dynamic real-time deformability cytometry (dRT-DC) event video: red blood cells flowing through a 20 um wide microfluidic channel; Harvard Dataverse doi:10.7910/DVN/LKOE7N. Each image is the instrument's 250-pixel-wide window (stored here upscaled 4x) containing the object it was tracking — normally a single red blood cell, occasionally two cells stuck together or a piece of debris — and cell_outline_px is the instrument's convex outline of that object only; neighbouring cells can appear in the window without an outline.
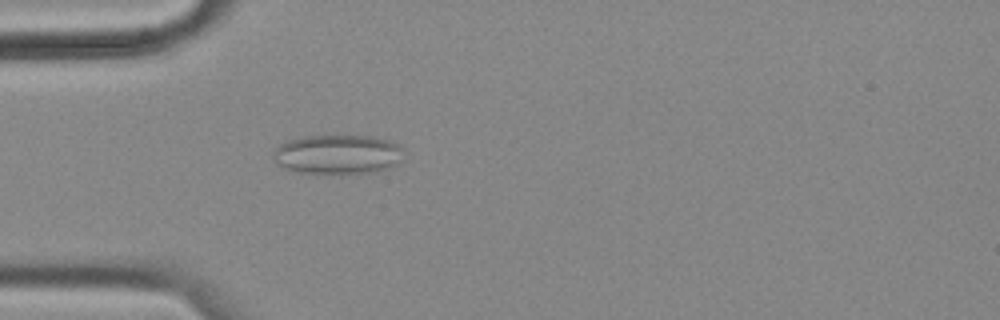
{"species": "common noctule bat (a hibernating species)", "species_latin": "Nyctalus noctula", "temperature_condition": "cold", "stored_images_in_passage": 48, "camera_frame_rate_fps": 3000, "um_per_image_px": 0.085, "animal": {"sex": "female", "body_mass_g": 18.4}, "frame": {"image": 1, "passage_image": 8, "time_ms": 2.333, "image_size_px": [1000, 320], "cell_outline_px": [[404, 148], [400, 160], [396, 164], [372, 172], [300, 172], [284, 168], [276, 164], [272, 160], [272, 156], [276, 148], [280, 144], [288, 140], [304, 136], [372, 136], [388, 140], [400, 144]], "centroid_in_image_um": [28.68, 13.09], "position_along_channel_um": 56.3, "area_um2": 29.59}}
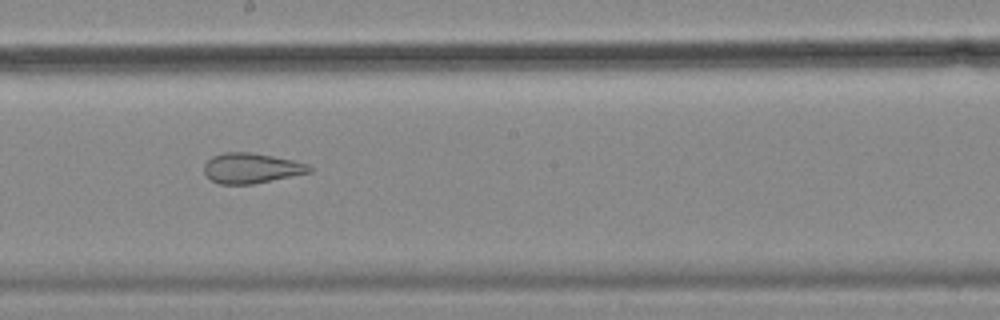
{"frame": {"image": 2, "passage_image": 23, "time_ms": 7.333, "image_size_px": [1000, 320], "cell_outline_px": [[312, 172], [252, 184], [220, 184], [212, 180], [204, 172], [204, 164], [212, 156], [224, 152], [252, 152], [292, 160], [308, 164], [312, 168]], "centroid_in_image_um": [21.36, 14.29], "position_along_channel_um": 226.8, "area_um2": 18.44}}
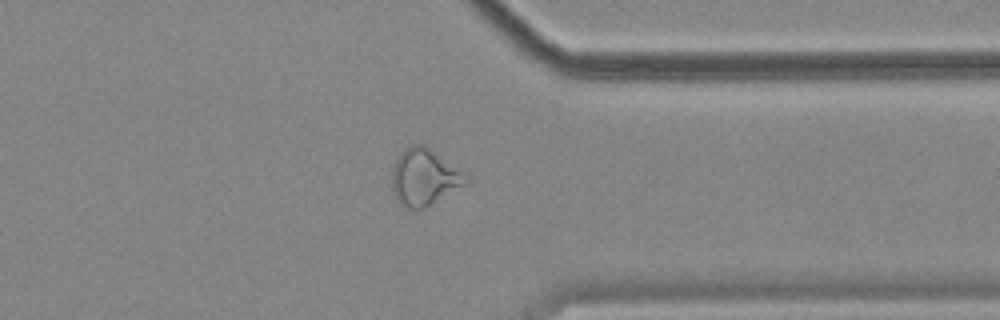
{"frame": {"image": 3, "passage_image": 36, "time_ms": 11.667, "image_size_px": [1000, 320], "cell_outline_px": [[468, 184], [424, 208], [408, 208], [400, 204], [396, 200], [392, 188], [392, 168], [396, 160], [412, 144], [424, 144], [464, 172], [468, 176]], "centroid_in_image_um": [36.08, 15.08], "position_along_channel_um": 375.3, "area_um2": 24.22}, "authors_computed_cell_mechanics": {"area_um2": 24.4205, "velocity_mm_per_s": 3.5145, "shape_relaxation_time_tau1_ms": null, "shape_relaxation_time_tau2_ms": 1.9799, "deformation_change_tau1": null, "deformation_change_tau2": 0.0957}}